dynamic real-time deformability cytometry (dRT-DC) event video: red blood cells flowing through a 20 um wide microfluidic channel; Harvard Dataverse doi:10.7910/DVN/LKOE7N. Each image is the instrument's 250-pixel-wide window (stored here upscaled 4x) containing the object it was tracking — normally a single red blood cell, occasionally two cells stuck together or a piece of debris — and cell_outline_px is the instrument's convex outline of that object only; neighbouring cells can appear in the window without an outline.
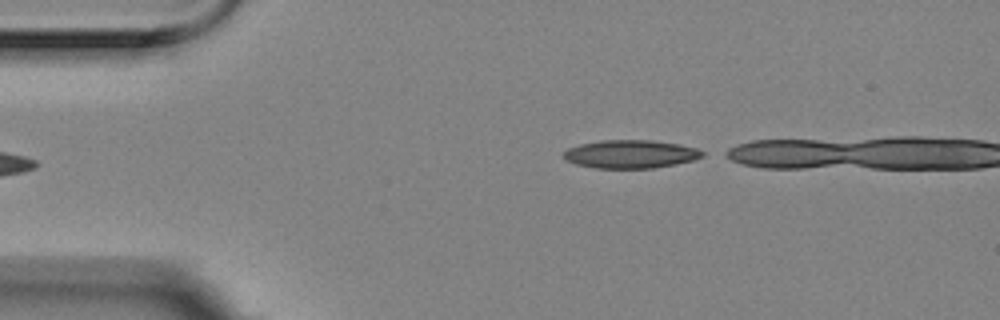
{"species": "Egyptian fruit bat (a non-hibernating species)", "species_latin": "Rousettus aegyptiacus", "temperature_condition": "room temperature", "stored_images_in_passage": 4, "segment_of_instrument_passage": [2, 2], "camera_frame_rate_fps": 3000, "um_per_image_px": 0.085, "animal": {"sex": "female"}, "frame": {"image": 1, "passage_image": 4, "time_ms": 1.0, "image_size_px": [1000, 320], "cell_outline_px": [[704, 156], [692, 160], [676, 164], [652, 168], [596, 168], [576, 164], [568, 160], [564, 156], [564, 152], [568, 148], [580, 144], [600, 140], [652, 140], [680, 144], [696, 148], [704, 152]], "centroid_in_image_um": [53.62, 13.09], "position_along_channel_um": 31.4, "area_um2": 22.72}}